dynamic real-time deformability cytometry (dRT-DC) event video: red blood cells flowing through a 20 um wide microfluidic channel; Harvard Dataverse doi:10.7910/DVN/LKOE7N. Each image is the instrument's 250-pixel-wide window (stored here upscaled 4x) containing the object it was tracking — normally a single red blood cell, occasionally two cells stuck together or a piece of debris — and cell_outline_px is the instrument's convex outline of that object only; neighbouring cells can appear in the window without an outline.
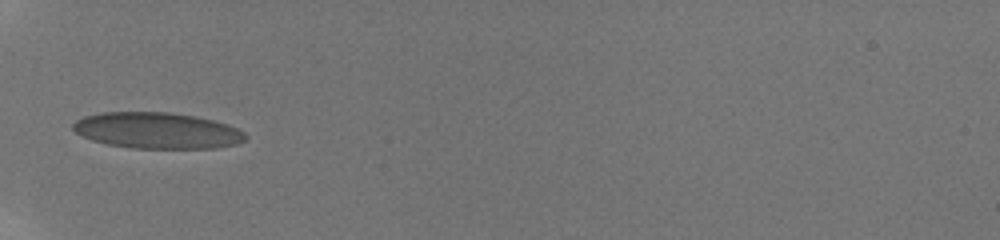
{"species": "human", "species_latin": "Homo sapiens", "temperature_condition": "room temperature", "stored_images_in_passage": 43, "camera_frame_rate_fps": 3000, "um_per_image_px": 0.085, "donor": {"sex": "male"}, "frame": {"image": 1, "passage_image": 1, "time_ms": 0.0, "image_size_px": [1000, 240], "cell_outline_px": [[248, 136], [244, 140], [236, 144], [216, 148], [132, 148], [108, 144], [92, 140], [76, 132], [72, 128], [72, 124], [76, 120], [84, 116], [100, 112], [168, 112], [196, 116], [228, 124], [244, 132]], "centroid_in_image_um": [13.36, 11.09], "position_along_channel_um": 71.6, "area_um2": 36.3}}
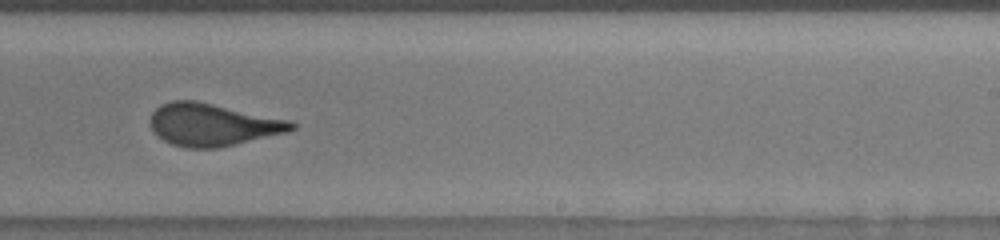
{"frame": {"image": 2, "passage_image": 28, "time_ms": 5.333, "image_size_px": [1000, 240], "cell_outline_px": [[296, 128], [288, 132], [236, 144], [216, 148], [188, 148], [172, 144], [156, 136], [148, 120], [152, 112], [160, 104], [172, 100], [196, 100], [288, 120], [296, 124]], "centroid_in_image_um": [18.02, 10.59], "position_along_channel_um": 271.0, "area_um2": 34.91}}
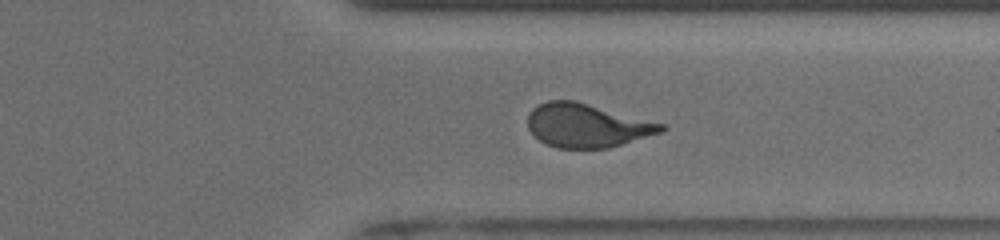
{"frame": {"image": 3, "passage_image": 34, "time_ms": 7.667, "image_size_px": [1000, 240], "cell_outline_px": [[668, 128], [660, 132], [608, 148], [556, 148], [540, 140], [528, 128], [528, 116], [532, 108], [548, 100], [576, 100], [664, 124]], "centroid_in_image_um": [49.87, 10.65], "position_along_channel_um": 361.5, "area_um2": 33.64}, "authors_computed_cell_mechanics": {"area_um2": 35.0846, "velocity_mm_per_s": 3.8798, "shape_relaxation_time_tau1_ms": 8.5891, "shape_relaxation_time_tau2_ms": null, "deformation_change_tau1": 0.2272, "deformation_change_tau2": null}}